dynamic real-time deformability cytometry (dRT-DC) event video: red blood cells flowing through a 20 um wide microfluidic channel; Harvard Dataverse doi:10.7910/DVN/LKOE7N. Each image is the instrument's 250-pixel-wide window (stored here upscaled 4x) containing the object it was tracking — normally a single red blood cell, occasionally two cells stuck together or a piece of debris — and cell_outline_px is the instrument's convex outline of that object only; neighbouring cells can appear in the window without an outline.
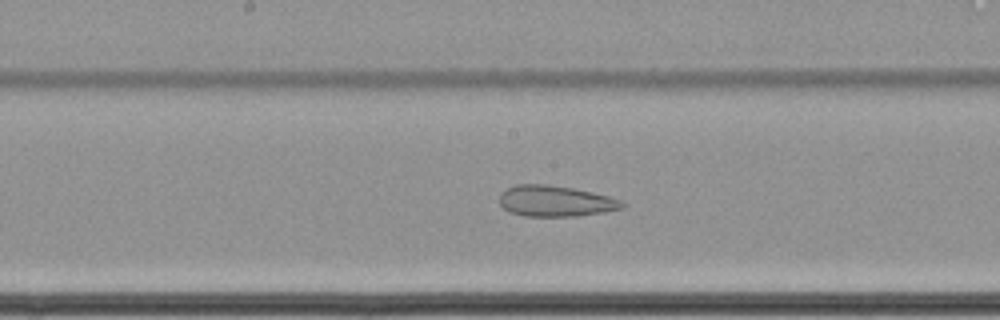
{"species": "common noctule bat (a hibernating species)", "species_latin": "Nyctalus noctula", "temperature_condition": "cold", "stored_images_in_passage": 65, "camera_frame_rate_fps": 3000, "um_per_image_px": 0.085, "animal": {"sex": "female", "body_mass_g": 22.7, "forearm_length_mm": 54.2}, "frame": {"image": 1, "passage_image": 37, "time_ms": 12.0, "image_size_px": [1000, 320], "cell_outline_px": [[624, 208], [604, 212], [576, 216], [524, 216], [508, 212], [500, 204], [500, 192], [504, 188], [516, 184], [548, 184], [572, 188], [592, 192], [608, 196], [620, 200], [624, 204]], "centroid_in_image_um": [47.16, 17.09], "position_along_channel_um": 201.0, "area_um2": 22.25}}
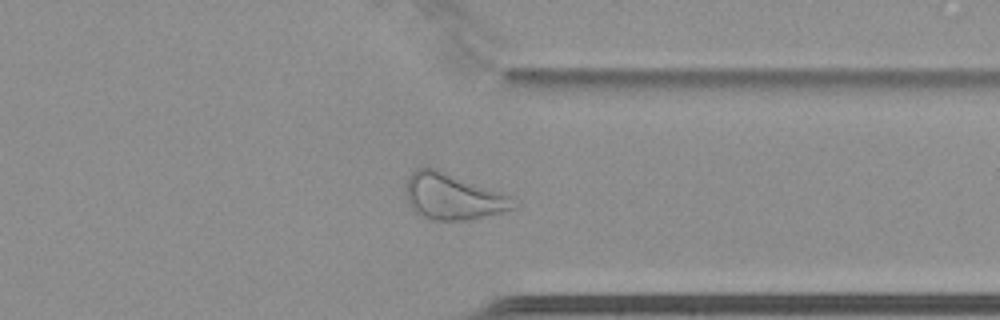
{"frame": {"image": 2, "passage_image": 52, "time_ms": 17.0, "image_size_px": [1000, 320], "cell_outline_px": [[516, 208], [468, 220], [428, 220], [420, 216], [404, 200], [408, 176], [416, 168], [436, 168], [512, 196]], "centroid_in_image_um": [38.44, 16.71], "position_along_channel_um": 373.0, "area_um2": 29.02}}
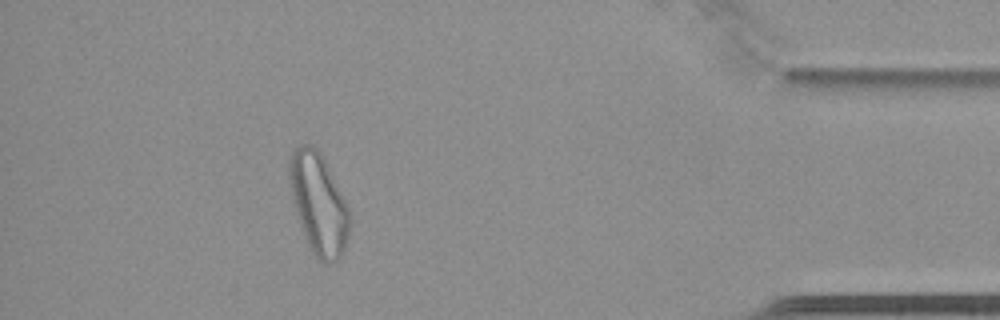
{"frame": {"image": 3, "passage_image": 59, "time_ms": 19.333, "image_size_px": [1000, 320], "cell_outline_px": [[352, 220], [348, 236], [344, 248], [340, 256], [332, 264], [328, 264], [320, 260], [308, 248], [292, 200], [288, 176], [288, 156], [292, 148], [300, 144], [312, 144], [324, 156], [348, 208]], "centroid_in_image_um": [27.05, 17.26], "position_along_channel_um": 408.1, "area_um2": 35.95}}